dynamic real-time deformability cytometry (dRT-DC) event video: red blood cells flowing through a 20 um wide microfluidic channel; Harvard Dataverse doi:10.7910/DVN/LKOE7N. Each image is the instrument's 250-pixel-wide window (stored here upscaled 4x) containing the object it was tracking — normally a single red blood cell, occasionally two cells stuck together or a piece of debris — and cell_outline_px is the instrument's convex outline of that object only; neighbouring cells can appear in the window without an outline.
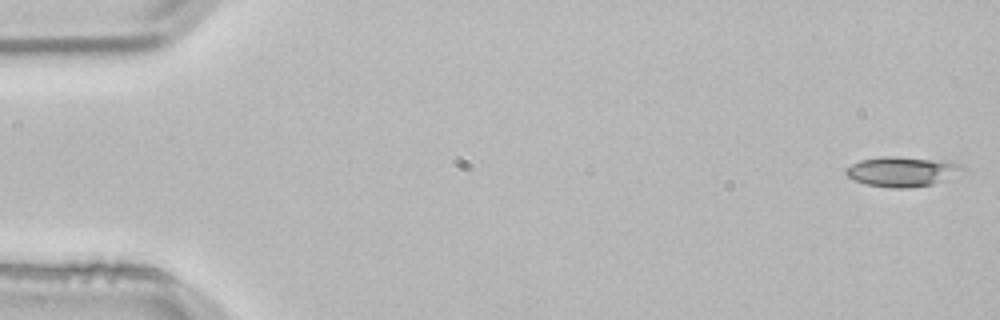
{"species": "common noctule bat (a hibernating species)", "species_latin": "Nyctalus noctula", "temperature_condition": "room temperature", "stored_images_in_passage": 5, "camera_frame_rate_fps": 3000, "um_per_image_px": 0.085, "animal": {"sex": "male", "body_mass_g": 21.5, "forearm_length_mm": 52.0}, "frame": {"image": 1, "passage_image": 1, "time_ms": 0.0, "image_size_px": [1000, 320], "cell_outline_px": [[968, 172], [932, 184], [908, 188], [892, 188], [868, 184], [856, 180], [848, 176], [844, 172], [844, 168], [860, 160], [884, 156], [896, 156], [952, 160], [968, 168]], "centroid_in_image_um": [76.81, 14.56], "position_along_channel_um": 8.2, "area_um2": 20.87}}
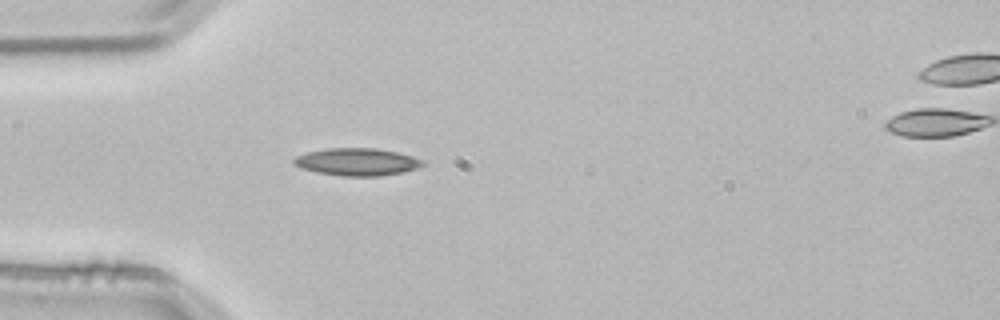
{"frame": {"image": 2, "passage_image": 4, "time_ms": 1.0, "image_size_px": [1000, 320], "cell_outline_px": [[428, 164], [404, 172], [380, 176], [340, 176], [316, 172], [300, 168], [292, 164], [292, 160], [296, 156], [308, 152], [328, 148], [376, 148], [396, 152], [412, 156], [424, 160]], "centroid_in_image_um": [30.35, 13.76], "position_along_channel_um": 54.6, "area_um2": 20.81}}